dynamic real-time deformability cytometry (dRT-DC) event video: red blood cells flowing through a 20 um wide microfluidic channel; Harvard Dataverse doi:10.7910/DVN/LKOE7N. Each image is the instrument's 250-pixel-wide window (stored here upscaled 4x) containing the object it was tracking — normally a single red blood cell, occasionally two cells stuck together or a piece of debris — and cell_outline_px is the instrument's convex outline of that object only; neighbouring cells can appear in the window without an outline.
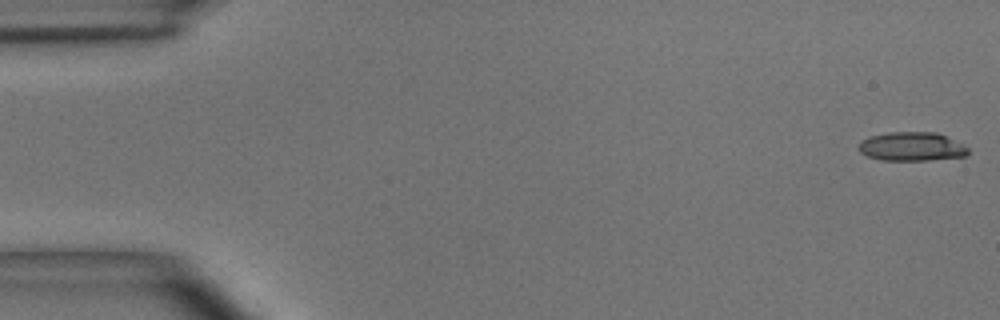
{"species": "common noctule bat (a hibernating species)", "species_latin": "Nyctalus noctula", "temperature_condition": "room temperature", "stored_images_in_passage": 49, "camera_frame_rate_fps": 3000, "um_per_image_px": 0.085, "animal": {"sex": "male", "body_mass_g": 15.6}, "frame": {"image": 1, "passage_image": 1, "time_ms": 0.0, "image_size_px": [1000, 320], "cell_outline_px": [[968, 156], [928, 160], [884, 160], [868, 156], [860, 152], [856, 148], [860, 140], [868, 136], [888, 132], [936, 132], [968, 148]], "centroid_in_image_um": [77.42, 12.45], "position_along_channel_um": 7.6, "area_um2": 18.38}}
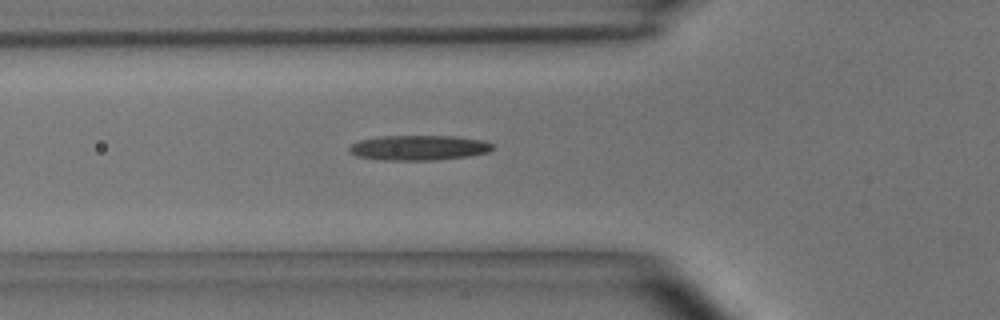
{"frame": {"image": 2, "passage_image": 17, "time_ms": 5.333, "image_size_px": [1000, 320], "cell_outline_px": [[496, 148], [488, 152], [468, 156], [436, 160], [380, 160], [356, 156], [348, 152], [348, 148], [352, 144], [360, 140], [380, 136], [456, 136], [484, 140], [492, 144]], "centroid_in_image_um": [35.6, 12.56], "position_along_channel_um": 90.2, "area_um2": 21.1}}
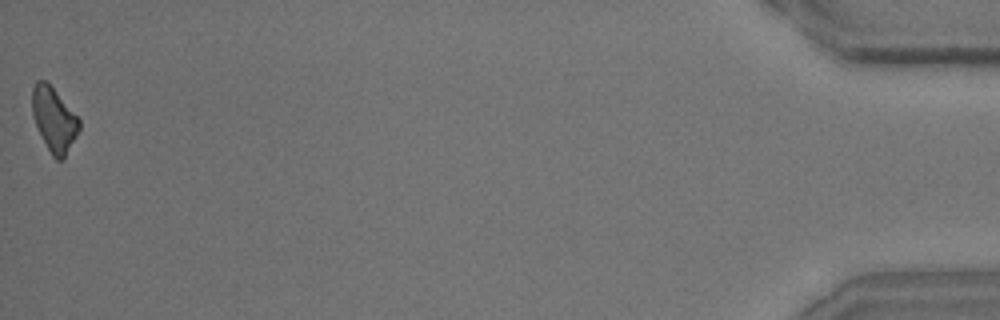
{"frame": {"image": 3, "passage_image": 49, "time_ms": 16.0, "image_size_px": [1000, 320], "cell_outline_px": [[80, 128], [76, 136], [64, 156], [60, 160], [56, 160], [52, 156], [32, 116], [32, 88], [36, 80], [44, 80], [52, 88], [80, 120]], "centroid_in_image_um": [4.57, 10.14], "position_along_channel_um": 430.6, "area_um2": 16.94}, "authors_computed_cell_mechanics": {"area_um2": 19.4208, "velocity_mm_per_s": 4.0719, "shape_relaxation_time_tau1_ms": 6.4251, "shape_relaxation_time_tau2_ms": null, "deformation_change_tau1": 0.2232, "deformation_change_tau2": null}}